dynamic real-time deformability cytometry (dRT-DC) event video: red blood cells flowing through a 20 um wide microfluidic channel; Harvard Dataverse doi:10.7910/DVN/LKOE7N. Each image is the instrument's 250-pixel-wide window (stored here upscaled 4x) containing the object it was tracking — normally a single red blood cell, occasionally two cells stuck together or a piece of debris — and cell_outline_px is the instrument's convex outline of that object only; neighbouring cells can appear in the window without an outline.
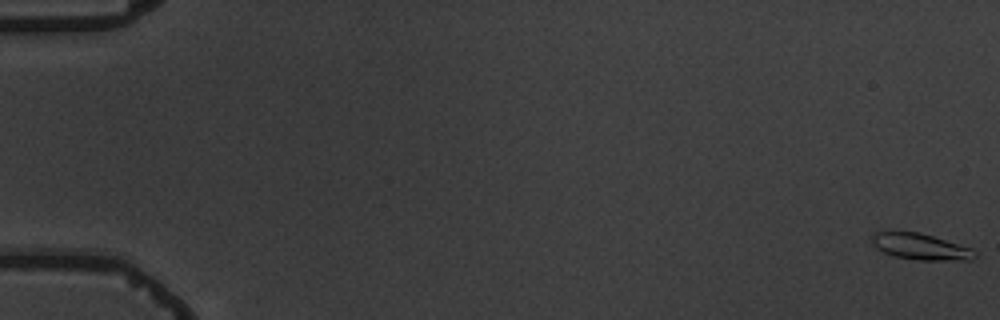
{"species": "common noctule bat (a hibernating species)", "species_latin": "Nyctalus noctula", "temperature_condition": "warm", "stored_images_in_passage": 7, "camera_frame_rate_fps": 3000, "um_per_image_px": 0.085, "animal": {"sex": "male", "body_mass_g": 19.5, "forearm_length_mm": 54.6}, "frame": {"image": 1, "passage_image": 1, "time_ms": 0.0, "image_size_px": [1000, 320], "cell_outline_px": [[976, 256], [972, 260], [916, 260], [892, 256], [876, 248], [872, 244], [872, 232], [920, 232], [972, 248], [976, 252]], "centroid_in_image_um": [78.25, 20.97], "position_along_channel_um": 6.8, "area_um2": 15.78}}
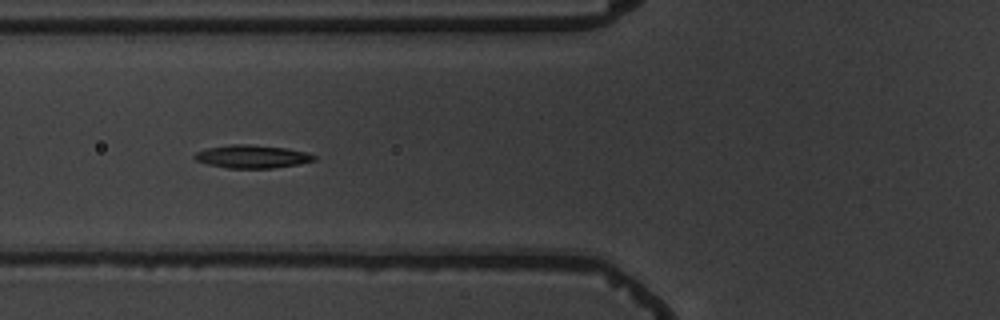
{"frame": {"image": 2, "passage_image": 7, "time_ms": 7.333, "image_size_px": [1000, 320], "cell_outline_px": [[316, 160], [300, 164], [272, 168], [228, 168], [208, 164], [196, 160], [192, 156], [196, 152], [208, 148], [228, 144], [248, 144], [288, 148], [308, 152], [316, 156]], "centroid_in_image_um": [21.46, 13.3], "position_along_channel_um": 104.3, "area_um2": 16.18}}